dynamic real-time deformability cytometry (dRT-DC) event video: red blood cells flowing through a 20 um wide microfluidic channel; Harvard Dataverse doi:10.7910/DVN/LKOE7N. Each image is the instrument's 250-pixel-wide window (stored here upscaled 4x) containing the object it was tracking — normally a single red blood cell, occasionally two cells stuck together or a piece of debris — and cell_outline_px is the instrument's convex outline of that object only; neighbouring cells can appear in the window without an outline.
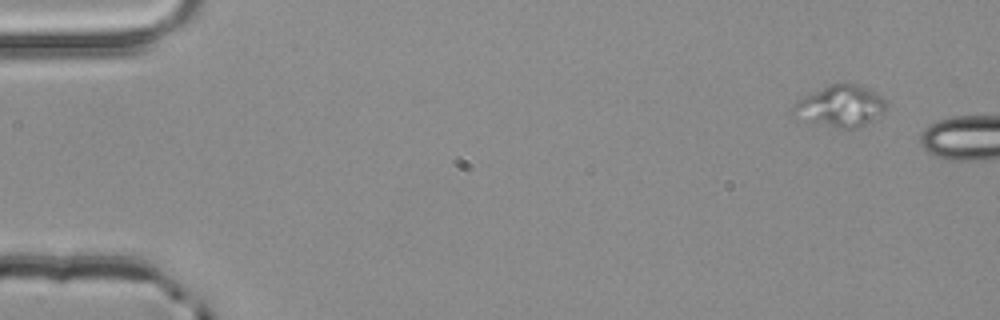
{"species": "common noctule bat (a hibernating species)", "species_latin": "Nyctalus noctula", "temperature_condition": "room temperature", "stored_images_in_passage": 3, "segment_of_instrument_passage": [1, 2], "camera_frame_rate_fps": 3000, "um_per_image_px": 0.085, "animal": {"sex": "male", "body_mass_g": 20.4}, "frame": {"image": 1, "passage_image": 1, "time_ms": 0.0, "image_size_px": [1000, 320], "cell_outline_px": [[888, 108], [884, 112], [860, 128], [836, 128], [812, 120], [792, 112], [788, 108], [804, 96], [828, 84], [844, 80], [868, 88], [880, 96], [888, 104]], "centroid_in_image_um": [71.49, 8.96], "position_along_channel_um": 13.5, "area_um2": 22.43}}